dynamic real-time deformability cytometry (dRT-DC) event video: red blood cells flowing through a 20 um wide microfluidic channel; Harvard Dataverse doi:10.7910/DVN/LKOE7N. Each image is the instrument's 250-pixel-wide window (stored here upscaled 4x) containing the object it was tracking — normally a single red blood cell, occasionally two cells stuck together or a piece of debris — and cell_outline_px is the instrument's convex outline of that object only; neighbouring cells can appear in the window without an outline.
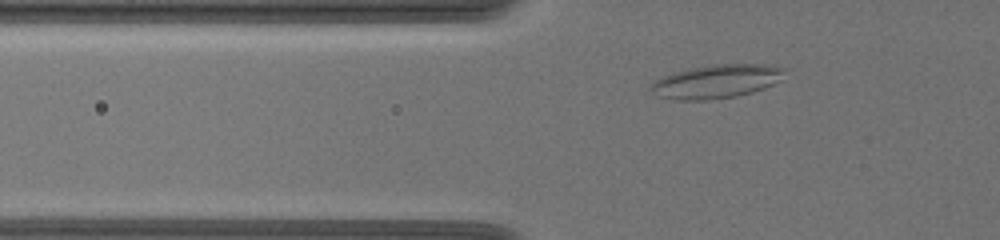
{"species": "common noctule bat (a hibernating species)", "species_latin": "Nyctalus noctula", "temperature_condition": "warm", "stored_images_in_passage": 50, "camera_frame_rate_fps": 3000, "um_per_image_px": 0.085, "animal": {"sex": "female", "body_mass_g": 19.5, "forearm_length_mm": 54.1}, "frame": {"image": 1, "passage_image": 12, "time_ms": 3.667, "image_size_px": [1000, 240], "cell_outline_px": [[784, 68], [780, 80], [764, 88], [752, 92], [736, 96], [704, 100], [676, 100], [656, 96], [648, 88], [656, 80], [672, 72], [692, 68], [716, 64], [768, 64]], "centroid_in_image_um": [60.86, 6.92], "position_along_channel_um": 64.9, "area_um2": 26.01}}
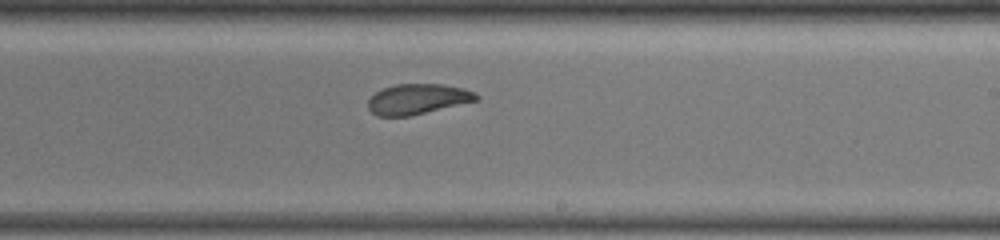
{"frame": {"image": 2, "passage_image": 29, "time_ms": 9.333, "image_size_px": [1000, 240], "cell_outline_px": [[480, 100], [408, 116], [376, 116], [368, 108], [368, 100], [376, 92], [384, 88], [396, 84], [444, 84], [464, 88], [476, 92], [480, 96]], "centroid_in_image_um": [35.54, 8.41], "position_along_channel_um": 253.5, "area_um2": 19.19}}
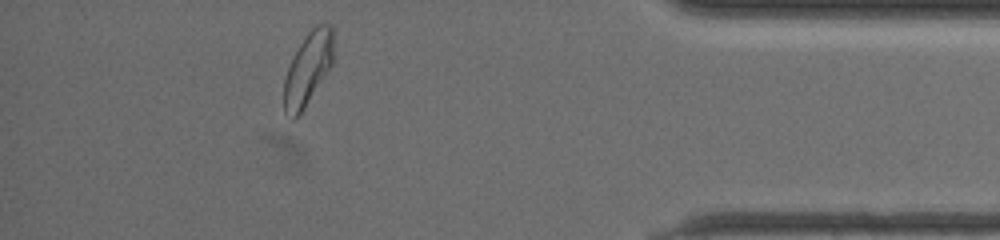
{"frame": {"image": 3, "passage_image": 45, "time_ms": 14.667, "image_size_px": [1000, 240], "cell_outline_px": [[332, 64], [300, 112], [292, 120], [284, 112], [284, 80], [292, 56], [304, 36], [316, 24], [332, 24]], "centroid_in_image_um": [26.14, 5.79], "position_along_channel_um": 409.1, "area_um2": 20.46}, "authors_computed_cell_mechanics": {"area_um2": 20.9236, "velocity_mm_per_s": 3.5202, "shape_relaxation_time_tau1_ms": 8.583, "shape_relaxation_time_tau2_ms": 1.4839, "deformation_change_tau1": 0.1666, "deformation_change_tau2": 0.0686}}